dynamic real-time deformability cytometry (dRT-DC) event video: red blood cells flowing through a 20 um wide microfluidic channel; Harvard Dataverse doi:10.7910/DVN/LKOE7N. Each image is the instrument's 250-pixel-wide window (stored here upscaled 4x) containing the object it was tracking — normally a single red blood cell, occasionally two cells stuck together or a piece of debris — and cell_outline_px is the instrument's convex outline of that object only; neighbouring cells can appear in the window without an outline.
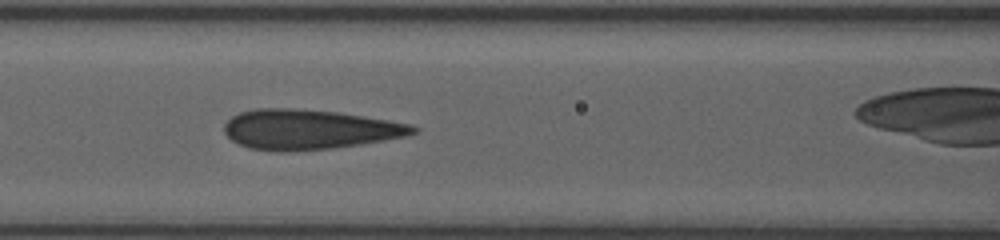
{"species": "human", "species_latin": "Homo sapiens", "temperature_condition": "room temperature", "stored_images_in_passage": 29, "camera_frame_rate_fps": 3000, "um_per_image_px": 0.085, "donor": {"sex": "female"}, "frame": {"image": 1, "passage_image": 9, "time_ms": 2.667, "image_size_px": [1000, 240], "cell_outline_px": [[420, 128], [416, 132], [404, 136], [384, 140], [360, 144], [332, 148], [288, 152], [276, 152], [248, 148], [232, 140], [224, 132], [224, 124], [232, 116], [240, 112], [256, 108], [292, 108], [336, 112], [388, 120], [412, 124]], "centroid_in_image_um": [26.25, 11.01], "position_along_channel_um": 140.4, "area_um2": 43.87}}
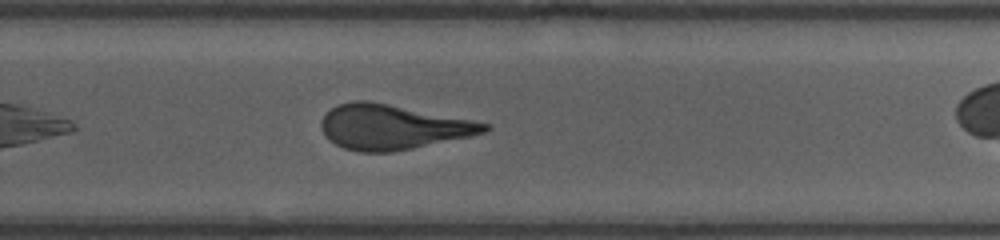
{"frame": {"image": 2, "passage_image": 21, "time_ms": 6.667, "image_size_px": [1000, 240], "cell_outline_px": [[492, 128], [484, 132], [468, 136], [412, 148], [392, 152], [360, 152], [344, 148], [328, 140], [320, 128], [320, 120], [332, 108], [340, 104], [352, 100], [368, 100], [472, 120], [492, 124]], "centroid_in_image_um": [33.32, 10.79], "position_along_channel_um": 296.5, "area_um2": 42.31}}